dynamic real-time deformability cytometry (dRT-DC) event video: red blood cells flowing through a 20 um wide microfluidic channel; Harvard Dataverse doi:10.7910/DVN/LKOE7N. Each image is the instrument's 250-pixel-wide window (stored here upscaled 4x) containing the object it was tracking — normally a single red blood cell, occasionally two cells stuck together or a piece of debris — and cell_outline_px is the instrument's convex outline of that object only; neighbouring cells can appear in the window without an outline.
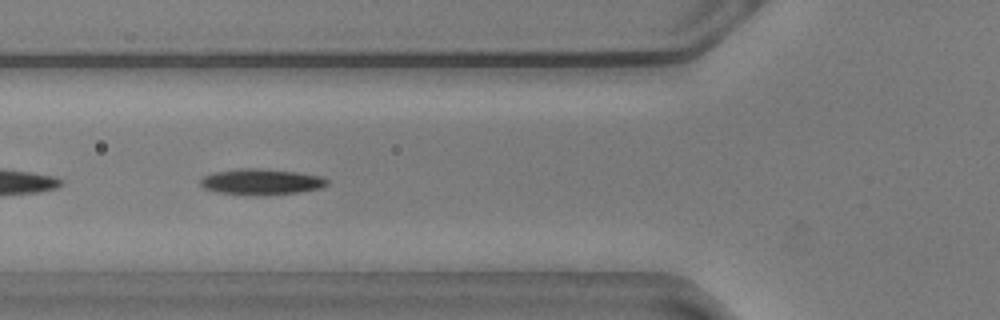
{"species": "common noctule bat (a hibernating species)", "species_latin": "Nyctalus noctula", "temperature_condition": "warm", "stored_images_in_passage": 29, "camera_frame_rate_fps": 3000, "um_per_image_px": 0.085, "animal": {"sex": "male", "body_mass_g": 20.5, "forearm_length_mm": 52.5}, "frame": {"image": 1, "passage_image": 5, "time_ms": 1.333, "image_size_px": [1000, 320], "cell_outline_px": [[328, 184], [320, 188], [296, 192], [260, 196], [216, 192], [204, 188], [200, 184], [200, 180], [204, 176], [212, 172], [240, 168], [256, 168], [296, 172], [320, 176], [328, 180]], "centroid_in_image_um": [22.16, 15.45], "position_along_channel_um": 103.6, "area_um2": 19.07}}
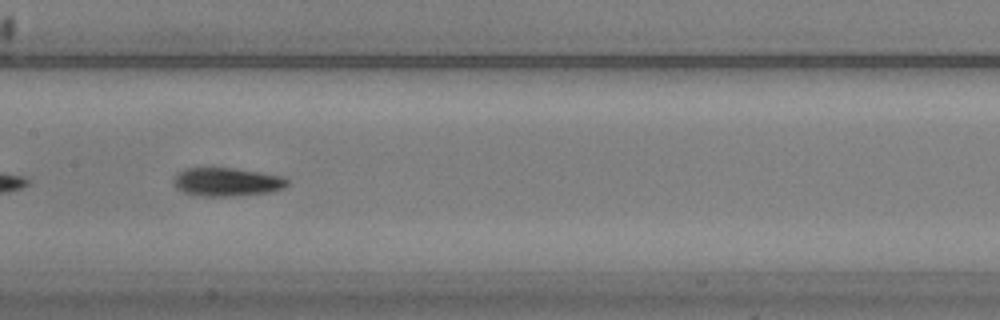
{"frame": {"image": 2, "passage_image": 12, "time_ms": 3.667, "image_size_px": [1000, 320], "cell_outline_px": [[288, 184], [284, 188], [272, 192], [232, 196], [200, 196], [184, 192], [176, 188], [172, 184], [172, 180], [184, 168], [212, 164], [284, 176], [288, 180]], "centroid_in_image_um": [19.25, 15.41], "position_along_channel_um": 188.2, "area_um2": 19.77}}
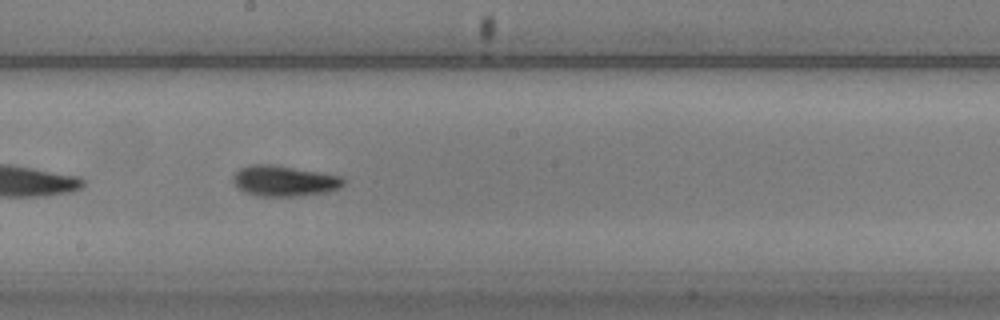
{"frame": {"image": 3, "passage_image": 15, "time_ms": 4.667, "image_size_px": [1000, 320], "cell_outline_px": [[344, 184], [340, 188], [328, 192], [300, 196], [256, 196], [244, 192], [236, 188], [232, 180], [232, 176], [240, 168], [252, 164], [272, 164], [340, 176], [344, 180]], "centroid_in_image_um": [24.11, 15.39], "position_along_channel_um": 224.1, "area_um2": 19.83}, "authors_computed_cell_mechanics": {"area_um2": 18.9006, "velocity_mm_per_s": 3.6031, "shape_relaxation_time_tau1_ms": 2.6685, "shape_relaxation_time_tau2_ms": 6.2805, "deformation_change_tau1": 0.1515, "deformation_change_tau2": 0.1031}}